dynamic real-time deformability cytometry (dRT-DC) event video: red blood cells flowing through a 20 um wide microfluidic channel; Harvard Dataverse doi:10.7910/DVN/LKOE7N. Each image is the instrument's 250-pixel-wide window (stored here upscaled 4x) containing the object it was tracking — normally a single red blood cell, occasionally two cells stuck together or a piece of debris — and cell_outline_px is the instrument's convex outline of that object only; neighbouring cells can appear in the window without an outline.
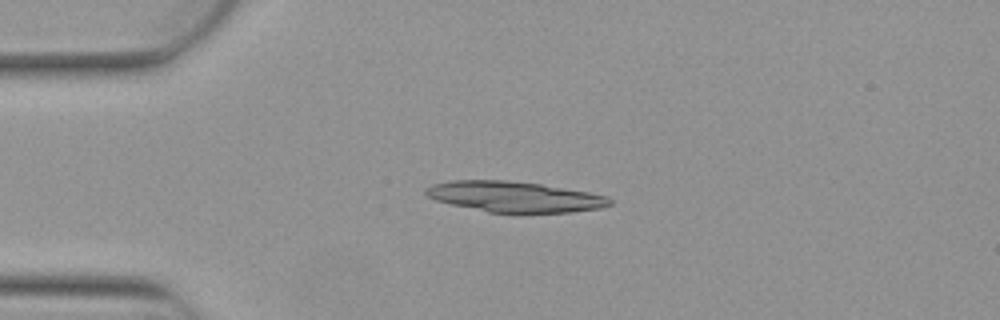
{"species": "Egyptian fruit bat (a non-hibernating species)", "species_latin": "Rousettus aegyptiacus", "temperature_condition": "warm", "stored_images_in_passage": 3, "camera_frame_rate_fps": 3000, "um_per_image_px": 0.085, "animal": {"sex": "female"}, "frame": {"image": 1, "passage_image": 1, "time_ms": 0.0, "image_size_px": [1000, 320], "cell_outline_px": [[612, 204], [600, 208], [572, 212], [488, 212], [452, 204], [436, 200], [428, 196], [424, 192], [424, 188], [432, 184], [452, 180], [504, 180], [540, 184], [588, 192], [608, 196], [612, 200]], "centroid_in_image_um": [43.73, 16.71], "position_along_channel_um": 41.3, "area_um2": 32.54}}